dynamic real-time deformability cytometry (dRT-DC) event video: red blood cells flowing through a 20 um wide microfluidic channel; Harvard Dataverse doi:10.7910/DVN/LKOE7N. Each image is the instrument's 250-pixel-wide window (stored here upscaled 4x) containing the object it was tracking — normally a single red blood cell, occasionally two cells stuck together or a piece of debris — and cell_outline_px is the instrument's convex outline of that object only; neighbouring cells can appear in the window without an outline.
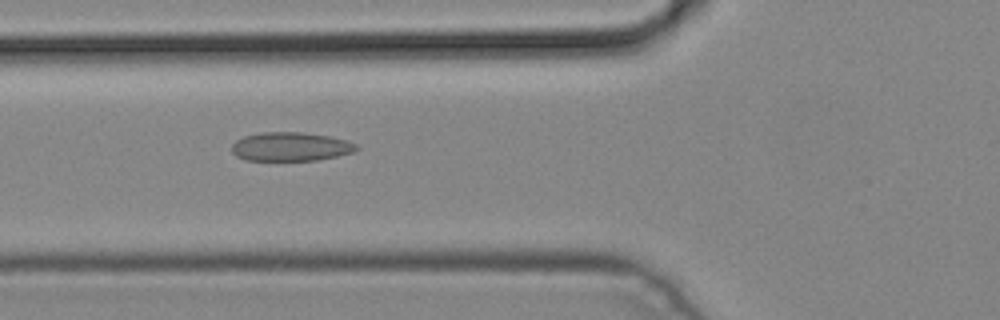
{"species": "common noctule bat (a hibernating species)", "species_latin": "Nyctalus noctula", "temperature_condition": "cold", "stored_images_in_passage": 7, "camera_frame_rate_fps": 3000, "um_per_image_px": 0.085, "animal": {"sex": "male", "body_mass_g": 19.2, "forearm_length_mm": 51.8}, "frame": {"image": 1, "passage_image": 5, "time_ms": 1.333, "image_size_px": [1000, 320], "cell_outline_px": [[360, 148], [356, 152], [316, 160], [244, 160], [236, 156], [232, 152], [232, 144], [236, 140], [244, 136], [260, 132], [304, 132], [328, 136], [344, 140], [356, 144]], "centroid_in_image_um": [24.69, 12.46], "position_along_channel_um": 101.1, "area_um2": 20.98}}
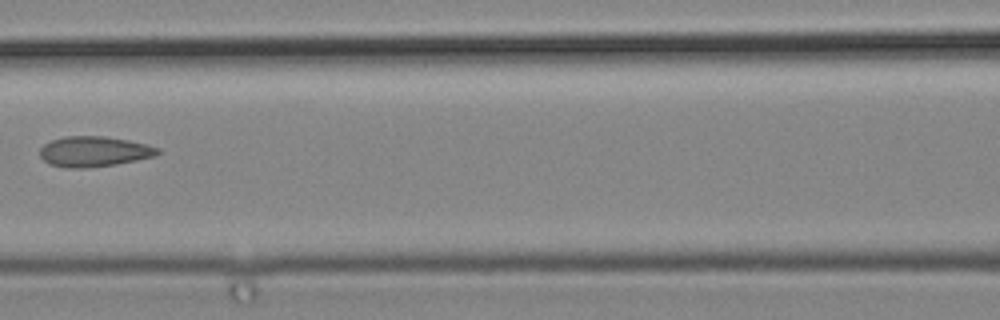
{"frame": {"image": 2, "passage_image": 6, "time_ms": 1.667, "image_size_px": [1000, 320], "cell_outline_px": [[160, 152], [156, 156], [116, 164], [84, 168], [64, 168], [48, 164], [40, 156], [40, 148], [44, 144], [52, 140], [64, 136], [104, 136], [128, 140], [148, 144], [160, 148]], "centroid_in_image_um": [7.99, 12.88], "position_along_channel_um": 158.6, "area_um2": 20.98}}
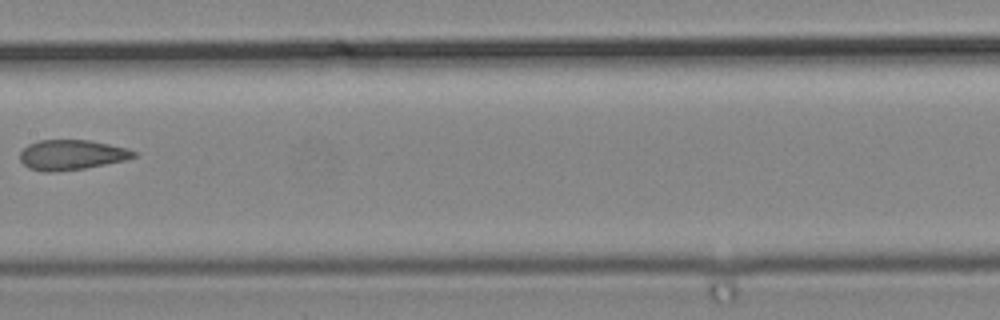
{"frame": {"image": 3, "passage_image": 7, "time_ms": 2.0, "image_size_px": [1000, 320], "cell_outline_px": [[136, 156], [128, 160], [84, 168], [56, 172], [44, 172], [28, 168], [20, 160], [20, 152], [28, 144], [40, 140], [88, 140], [128, 148], [136, 152]], "centroid_in_image_um": [6.09, 13.17], "position_along_channel_um": 201.3, "area_um2": 20.0}}